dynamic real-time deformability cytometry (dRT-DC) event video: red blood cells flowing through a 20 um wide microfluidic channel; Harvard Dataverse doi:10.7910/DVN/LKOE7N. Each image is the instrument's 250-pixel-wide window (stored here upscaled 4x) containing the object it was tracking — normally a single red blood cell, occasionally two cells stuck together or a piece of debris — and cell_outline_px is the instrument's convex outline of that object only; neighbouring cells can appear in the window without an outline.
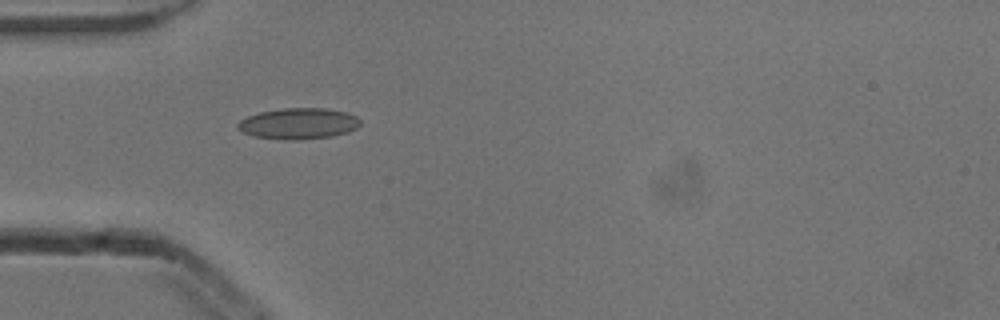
{"species": "common noctule bat (a hibernating species)", "species_latin": "Nyctalus noctula", "temperature_condition": "cold", "stored_images_in_passage": 5, "camera_frame_rate_fps": 3000, "um_per_image_px": 0.085, "animal": {"sex": "male", "body_mass_g": 13.3}, "frame": {"image": 1, "passage_image": 4, "time_ms": 1.0, "image_size_px": [1000, 320], "cell_outline_px": [[360, 124], [356, 128], [348, 132], [332, 136], [300, 140], [284, 140], [252, 136], [236, 128], [236, 124], [240, 120], [248, 116], [260, 112], [280, 108], [324, 108], [348, 112], [356, 116], [360, 120]], "centroid_in_image_um": [25.36, 10.5], "position_along_channel_um": 59.6, "area_um2": 22.37}}
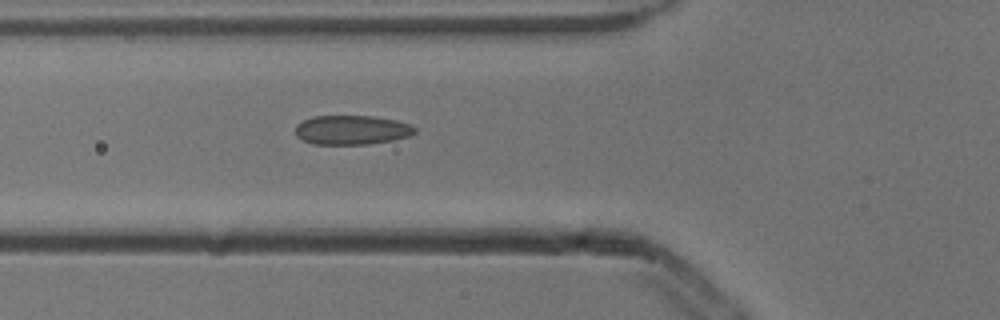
{"frame": {"image": 2, "passage_image": 5, "time_ms": 1.333, "image_size_px": [1000, 320], "cell_outline_px": [[416, 132], [408, 136], [396, 140], [368, 144], [312, 144], [296, 136], [296, 124], [312, 116], [372, 116], [396, 120], [412, 124], [416, 128]], "centroid_in_image_um": [29.93, 11.04], "position_along_channel_um": 95.9, "area_um2": 20.52}}